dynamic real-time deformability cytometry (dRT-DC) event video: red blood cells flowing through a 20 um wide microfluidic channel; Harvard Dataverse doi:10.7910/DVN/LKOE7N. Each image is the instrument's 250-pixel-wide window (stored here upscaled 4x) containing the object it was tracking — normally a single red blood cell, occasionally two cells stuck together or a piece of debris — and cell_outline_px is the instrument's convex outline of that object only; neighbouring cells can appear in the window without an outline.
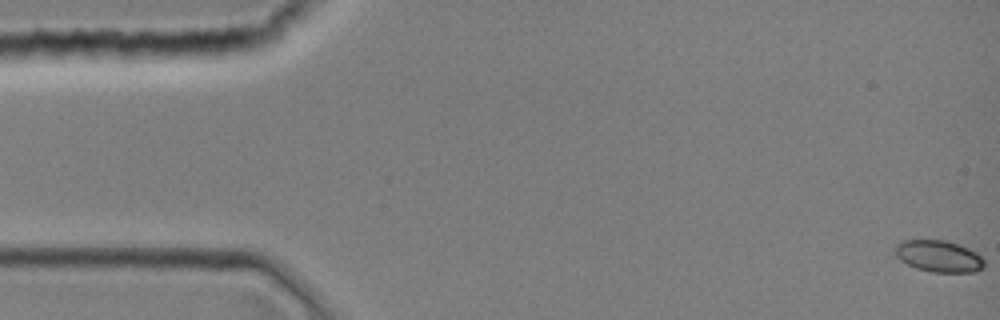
{"species": "common noctule bat (a hibernating species)", "species_latin": "Nyctalus noctula", "temperature_condition": "room temperature", "stored_images_in_passage": 11, "camera_frame_rate_fps": 3000, "um_per_image_px": 0.085, "animal": {"sex": "female", "body_mass_g": 19.0, "forearm_length_mm": 51.5}, "frame": {"image": 1, "passage_image": 1, "time_ms": 0.0, "image_size_px": [1000, 320], "cell_outline_px": [[984, 268], [976, 272], [932, 272], [916, 268], [900, 260], [892, 252], [892, 248], [900, 240], [944, 240], [968, 248], [976, 252], [984, 260]], "centroid_in_image_um": [79.74, 21.77], "position_along_channel_um": 5.3, "area_um2": 16.65}}